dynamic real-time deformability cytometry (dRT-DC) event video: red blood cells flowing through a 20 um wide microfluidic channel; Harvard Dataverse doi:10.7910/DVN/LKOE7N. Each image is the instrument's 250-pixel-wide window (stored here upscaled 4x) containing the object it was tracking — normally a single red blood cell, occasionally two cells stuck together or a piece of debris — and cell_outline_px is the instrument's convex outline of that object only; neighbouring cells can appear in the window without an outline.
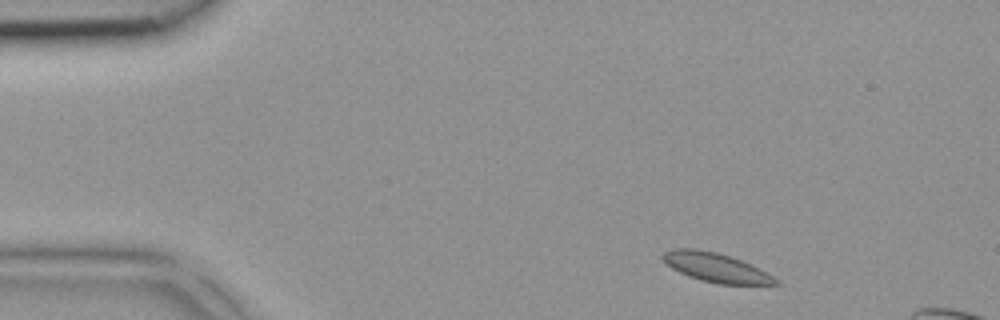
{"species": "common noctule bat (a hibernating species)", "species_latin": "Nyctalus noctula", "temperature_condition": "room temperature", "stored_images_in_passage": 3, "camera_frame_rate_fps": 3000, "um_per_image_px": 0.085, "animal": {"sex": "female", "body_mass_g": 18.4}, "frame": {"image": 1, "passage_image": 1, "time_ms": 0.0, "image_size_px": [1000, 320], "cell_outline_px": [[780, 284], [716, 284], [700, 280], [688, 276], [672, 268], [660, 256], [664, 252], [672, 248], [696, 248], [716, 252], [752, 264], [772, 276]], "centroid_in_image_um": [60.8, 22.73], "position_along_channel_um": 24.2, "area_um2": 18.96}}